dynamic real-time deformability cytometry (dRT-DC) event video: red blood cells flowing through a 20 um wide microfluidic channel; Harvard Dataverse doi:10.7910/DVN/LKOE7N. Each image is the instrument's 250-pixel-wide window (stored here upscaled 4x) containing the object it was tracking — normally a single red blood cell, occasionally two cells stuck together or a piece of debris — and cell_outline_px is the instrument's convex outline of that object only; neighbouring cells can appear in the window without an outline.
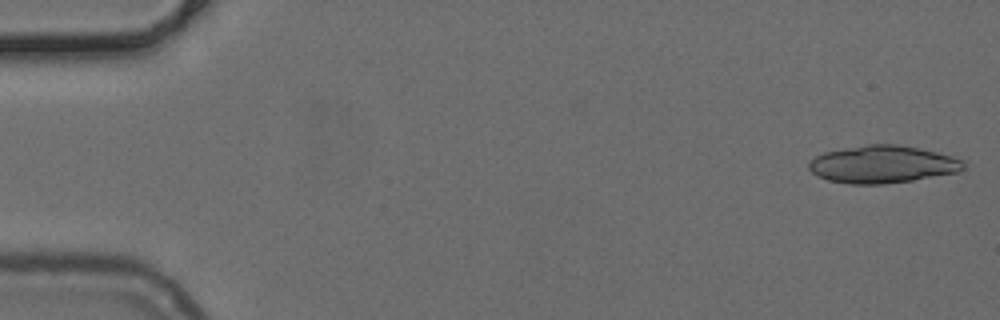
{"species": "common noctule bat (a hibernating species)", "species_latin": "Nyctalus noctula", "temperature_condition": "cold", "stored_images_in_passage": 50, "camera_frame_rate_fps": 3000, "um_per_image_px": 0.085, "animal": {"sex": "female", "body_mass_g": 24.6, "forearm_length_mm": 56.2}, "frame": {"image": 1, "passage_image": 1, "time_ms": 0.0, "image_size_px": [1000, 320], "cell_outline_px": [[968, 160], [964, 168], [960, 172], [912, 180], [884, 184], [848, 184], [828, 180], [812, 172], [808, 168], [808, 164], [816, 156], [824, 152], [868, 144], [900, 144], [920, 148]], "centroid_in_image_um": [75.08, 13.96], "position_along_channel_um": 9.9, "area_um2": 33.93}}